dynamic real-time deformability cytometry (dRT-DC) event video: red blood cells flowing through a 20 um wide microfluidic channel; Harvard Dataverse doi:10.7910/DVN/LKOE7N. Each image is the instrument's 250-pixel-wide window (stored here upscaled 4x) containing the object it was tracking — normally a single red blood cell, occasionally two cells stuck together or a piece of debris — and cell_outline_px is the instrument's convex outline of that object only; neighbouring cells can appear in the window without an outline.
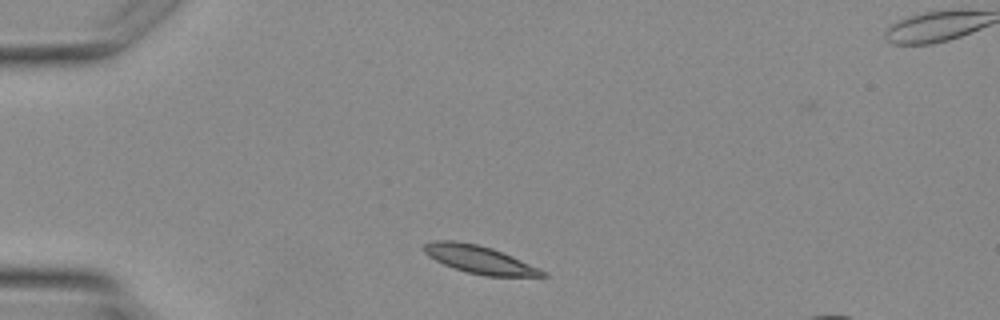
{"species": "Egyptian fruit bat (a non-hibernating species)", "species_latin": "Rousettus aegyptiacus", "temperature_condition": "warm", "stored_images_in_passage": 1, "camera_frame_rate_fps": 3000, "um_per_image_px": 0.085, "animal": {"sex": "female"}, "frame": {"image": 1, "passage_image": 1, "time_ms": 0.0, "image_size_px": [1000, 320], "cell_outline_px": [[548, 276], [484, 276], [452, 268], [428, 256], [424, 252], [424, 244], [432, 240], [456, 240], [476, 244], [492, 248], [512, 256], [540, 268], [548, 272]], "centroid_in_image_um": [40.75, 22.06], "position_along_channel_um": 44.2, "area_um2": 19.25}}